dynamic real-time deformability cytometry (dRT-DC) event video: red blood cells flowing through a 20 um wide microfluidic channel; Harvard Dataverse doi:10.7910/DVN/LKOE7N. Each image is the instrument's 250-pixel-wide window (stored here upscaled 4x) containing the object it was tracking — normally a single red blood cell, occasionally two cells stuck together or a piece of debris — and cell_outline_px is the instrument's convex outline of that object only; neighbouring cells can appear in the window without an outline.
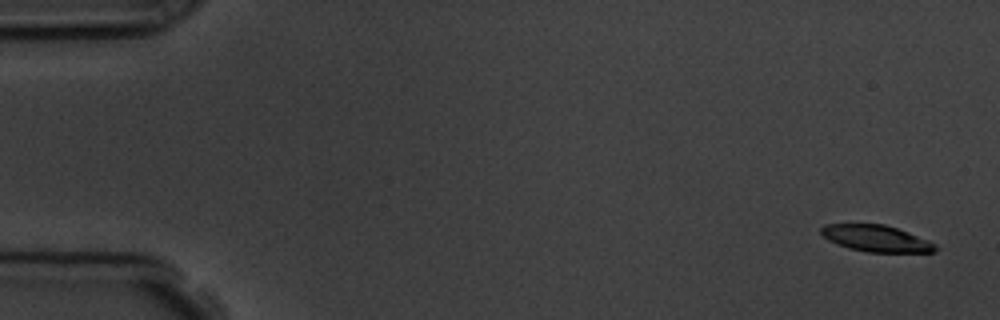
{"species": "common noctule bat (a hibernating species)", "species_latin": "Nyctalus noctula", "temperature_condition": "room temperature", "stored_images_in_passage": 4, "camera_frame_rate_fps": 3000, "um_per_image_px": 0.085, "animal": {"sex": "male", "body_mass_g": 19.5, "forearm_length_mm": 54.6}, "frame": {"image": 1, "passage_image": 1, "time_ms": 0.0, "image_size_px": [1000, 320], "cell_outline_px": [[940, 248], [936, 252], [868, 252], [848, 248], [836, 244], [828, 240], [820, 232], [820, 228], [824, 224], [884, 224], [908, 232], [928, 240], [936, 244]], "centroid_in_image_um": [74.49, 20.27], "position_along_channel_um": 10.5, "area_um2": 17.74}}
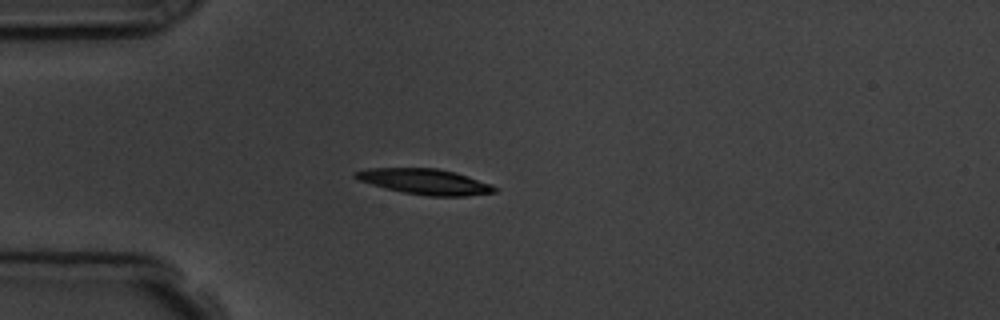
{"frame": {"image": 2, "passage_image": 4, "time_ms": 4.333, "image_size_px": [1000, 320], "cell_outline_px": [[500, 188], [496, 192], [468, 196], [428, 196], [404, 192], [384, 188], [360, 180], [352, 176], [352, 172], [368, 168], [436, 168], [456, 172], [492, 184]], "centroid_in_image_um": [36.16, 15.43], "position_along_channel_um": 48.8, "area_um2": 20.87}}